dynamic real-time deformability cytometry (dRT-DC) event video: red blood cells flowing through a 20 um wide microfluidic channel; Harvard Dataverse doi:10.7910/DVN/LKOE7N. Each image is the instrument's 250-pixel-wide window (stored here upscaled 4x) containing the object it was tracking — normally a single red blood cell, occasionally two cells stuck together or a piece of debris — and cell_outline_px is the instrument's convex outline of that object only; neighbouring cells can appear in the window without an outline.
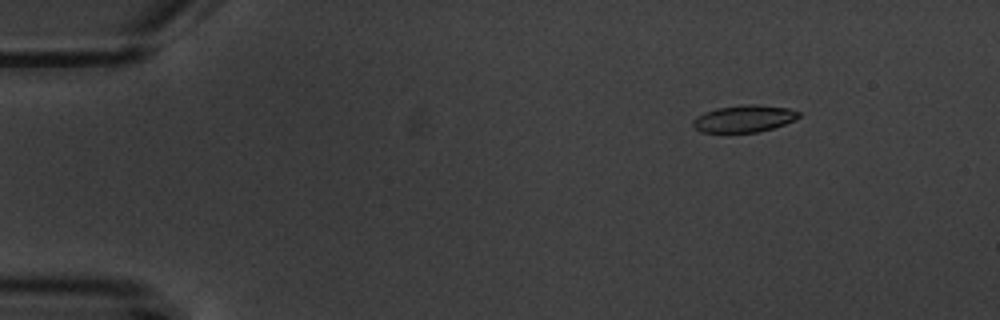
{"species": "common noctule bat (a hibernating species)", "species_latin": "Nyctalus noctula", "temperature_condition": "warm", "stored_images_in_passage": 4, "camera_frame_rate_fps": 3000, "um_per_image_px": 0.085, "animal": {"sex": "male", "body_mass_g": 20.1, "forearm_length_mm": 53.5}, "frame": {"image": 1, "passage_image": 2, "time_ms": 1.333, "image_size_px": [1000, 320], "cell_outline_px": [[800, 116], [784, 124], [772, 128], [756, 132], [700, 132], [692, 124], [692, 120], [696, 116], [704, 112], [716, 108], [744, 104], [756, 104], [788, 108], [800, 112]], "centroid_in_image_um": [63.21, 10.07], "position_along_channel_um": 21.8, "area_um2": 16.59}}